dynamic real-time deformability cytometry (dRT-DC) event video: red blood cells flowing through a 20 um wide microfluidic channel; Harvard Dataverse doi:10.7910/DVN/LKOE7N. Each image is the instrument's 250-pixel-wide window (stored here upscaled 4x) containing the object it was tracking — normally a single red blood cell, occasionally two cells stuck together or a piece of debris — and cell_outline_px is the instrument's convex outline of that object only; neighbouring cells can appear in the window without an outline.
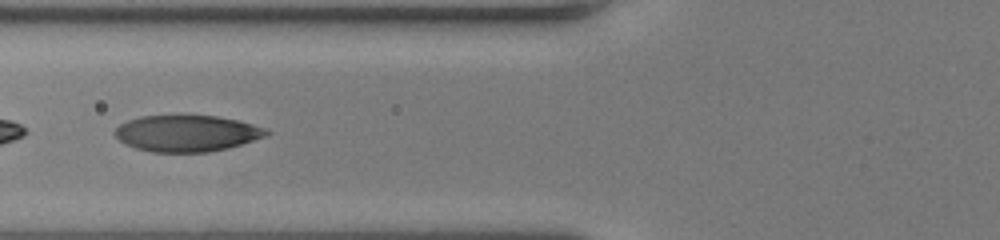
{"species": "human", "species_latin": "Homo sapiens", "temperature_condition": "room temperature", "stored_images_in_passage": 22, "camera_frame_rate_fps": 3000, "um_per_image_px": 0.085, "donor": {"sex": "female"}, "frame": {"image": 1, "passage_image": 5, "time_ms": 1.333, "image_size_px": [1000, 240], "cell_outline_px": [[272, 132], [268, 136], [228, 148], [208, 152], [152, 152], [136, 148], [124, 144], [112, 132], [120, 124], [128, 120], [140, 116], [216, 116], [236, 120], [252, 124], [264, 128]], "centroid_in_image_um": [15.88, 11.34], "position_along_channel_um": 109.9, "area_um2": 32.08}}
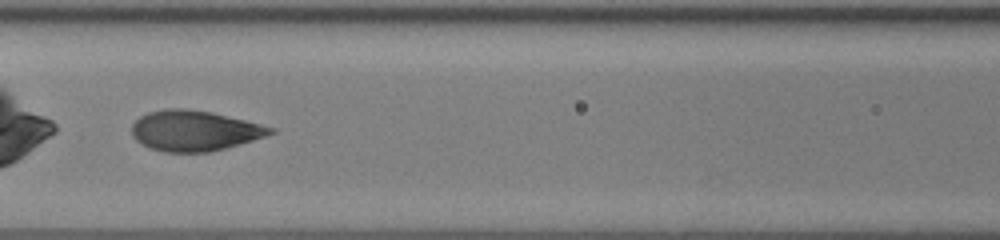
{"frame": {"image": 2, "passage_image": 8, "time_ms": 2.333, "image_size_px": [1000, 240], "cell_outline_px": [[276, 132], [240, 144], [208, 152], [164, 152], [148, 148], [136, 140], [132, 136], [132, 124], [140, 116], [148, 112], [164, 108], [184, 108], [212, 112], [276, 128]], "centroid_in_image_um": [16.49, 11.1], "position_along_channel_um": 150.1, "area_um2": 32.66}}
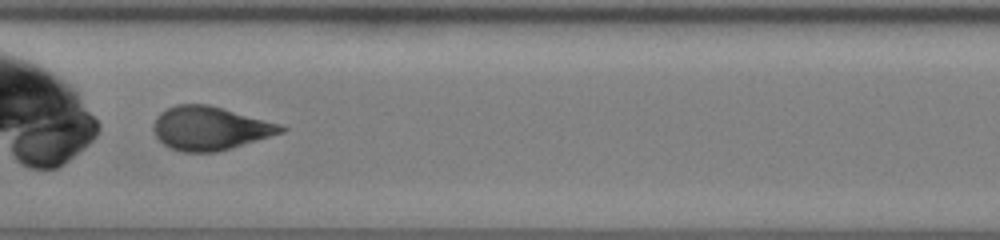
{"frame": {"image": 3, "passage_image": 11, "time_ms": 3.333, "image_size_px": [1000, 240], "cell_outline_px": [[288, 128], [284, 132], [232, 148], [216, 152], [184, 152], [168, 148], [156, 136], [152, 128], [156, 116], [160, 112], [176, 104], [208, 104], [280, 124]], "centroid_in_image_um": [17.83, 10.91], "position_along_channel_um": 189.6, "area_um2": 32.37}}